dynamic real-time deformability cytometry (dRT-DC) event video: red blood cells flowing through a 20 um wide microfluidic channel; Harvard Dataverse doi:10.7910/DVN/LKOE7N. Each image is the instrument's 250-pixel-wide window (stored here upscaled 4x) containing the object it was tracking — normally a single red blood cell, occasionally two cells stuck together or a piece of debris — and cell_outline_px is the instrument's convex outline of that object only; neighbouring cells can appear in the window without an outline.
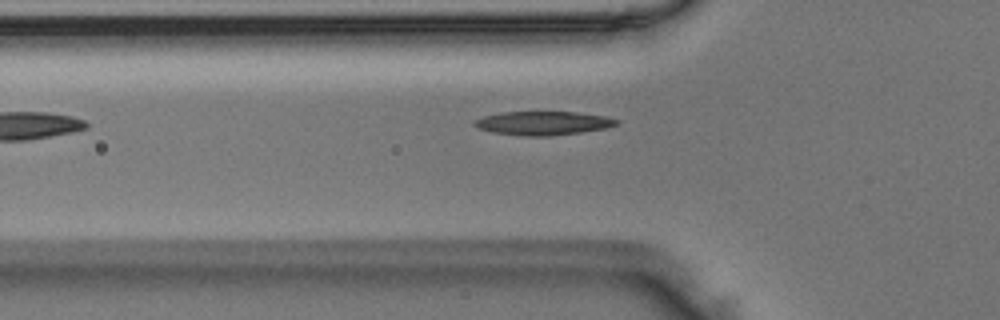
{"species": "Egyptian fruit bat (a non-hibernating species)", "species_latin": "Rousettus aegyptiacus", "temperature_condition": "room temperature", "stored_images_in_passage": 16, "camera_frame_rate_fps": 3000, "um_per_image_px": 0.085, "animal": {"sex": "male"}, "frame": {"image": 1, "passage_image": 3, "time_ms": 0.667, "image_size_px": [1000, 320], "cell_outline_px": [[620, 124], [604, 128], [580, 132], [548, 136], [524, 136], [492, 132], [480, 128], [472, 124], [476, 120], [484, 116], [500, 112], [576, 112], [604, 116], [620, 120]], "centroid_in_image_um": [46.18, 10.46], "position_along_channel_um": 79.6, "area_um2": 19.48}}
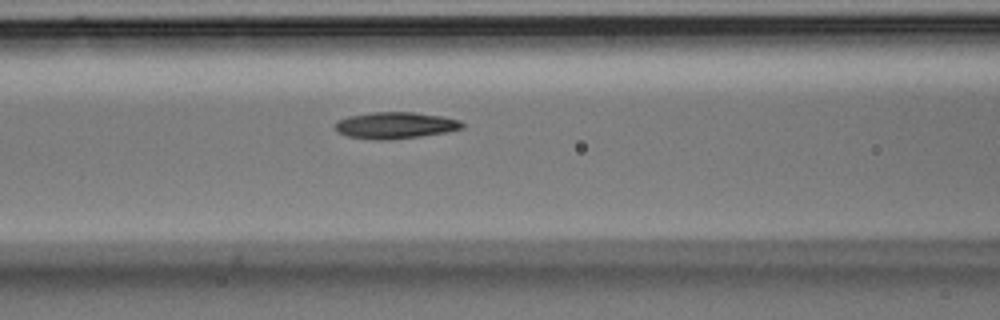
{"frame": {"image": 2, "passage_image": 7, "time_ms": 2.0, "image_size_px": [1000, 320], "cell_outline_px": [[464, 128], [444, 132], [420, 136], [392, 140], [372, 140], [348, 136], [336, 132], [332, 128], [332, 124], [336, 120], [348, 116], [372, 112], [416, 112], [444, 116], [460, 120], [464, 124]], "centroid_in_image_um": [33.53, 10.65], "position_along_channel_um": 133.1, "area_um2": 20.11}}
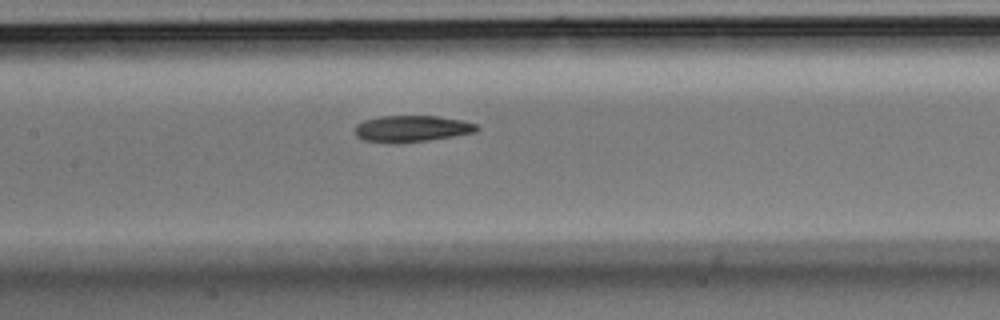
{"frame": {"image": 3, "passage_image": 10, "time_ms": 3.0, "image_size_px": [1000, 320], "cell_outline_px": [[480, 128], [476, 132], [428, 140], [400, 144], [388, 144], [364, 140], [356, 136], [356, 124], [364, 120], [380, 116], [436, 116], [464, 120], [476, 124]], "centroid_in_image_um": [34.99, 10.95], "position_along_channel_um": 172.4, "area_um2": 19.02}}